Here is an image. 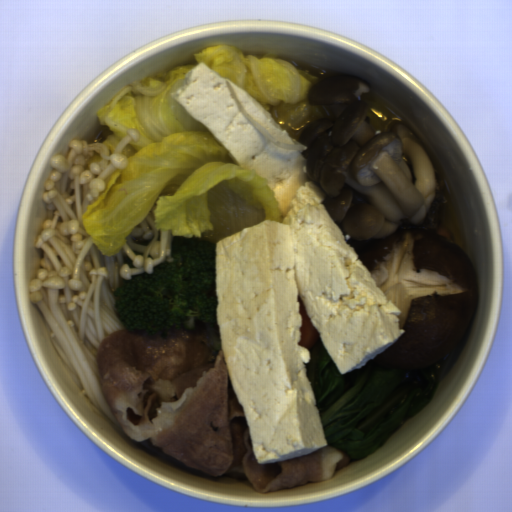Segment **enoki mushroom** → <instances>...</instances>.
Here are the masks:
<instances>
[{"mask_svg": "<svg viewBox=\"0 0 512 512\" xmlns=\"http://www.w3.org/2000/svg\"><path fill=\"white\" fill-rule=\"evenodd\" d=\"M234 102L236 103L238 109L240 110L241 114L250 122V124L261 134L263 135L268 141H270L273 145L277 146V147H280L286 151H298L299 153L300 152H305L306 149H307V146H304L300 141L296 140L295 138H291L293 144H288V143H284V142H281L280 140H278L277 138H275L274 136H272L271 134H269L252 116H250L245 110L244 108L242 107V105L240 104L239 100L237 99L234 91H233V88L230 84V82H228L226 80L225 82Z\"/></svg>", "mask_w": 512, "mask_h": 512, "instance_id": "enoki-mushroom-2", "label": "enoki mushroom"}, {"mask_svg": "<svg viewBox=\"0 0 512 512\" xmlns=\"http://www.w3.org/2000/svg\"><path fill=\"white\" fill-rule=\"evenodd\" d=\"M140 137V131L130 128L113 152L104 142L73 139L67 155L49 160L43 193L47 214L35 239L41 257L28 292L79 391L129 442L156 456L152 443L130 439L117 422L101 385L96 354L108 334L129 330L115 312L116 289L133 276L153 273L163 262L172 263V234L156 227L157 204L116 256L103 255L83 226L84 214L106 189L104 179L128 166L123 151Z\"/></svg>", "mask_w": 512, "mask_h": 512, "instance_id": "enoki-mushroom-1", "label": "enoki mushroom"}]
</instances>
